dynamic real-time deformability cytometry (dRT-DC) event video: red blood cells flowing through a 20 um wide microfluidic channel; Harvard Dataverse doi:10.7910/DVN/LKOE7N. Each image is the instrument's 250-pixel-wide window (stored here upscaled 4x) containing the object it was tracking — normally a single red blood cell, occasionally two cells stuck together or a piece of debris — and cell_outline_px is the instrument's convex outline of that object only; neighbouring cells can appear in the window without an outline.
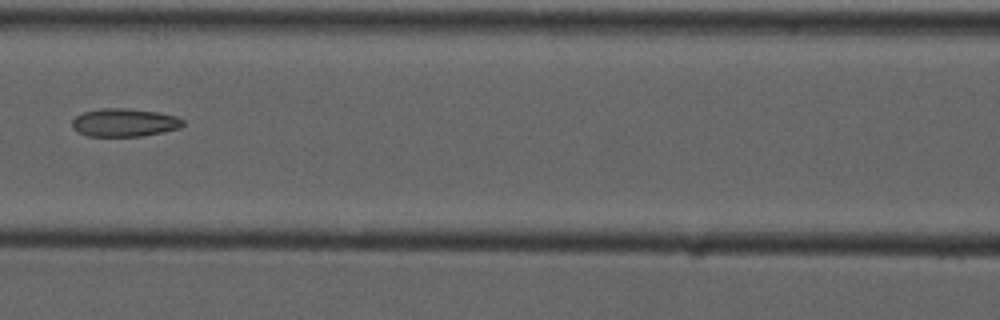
{"species": "common noctule bat (a hibernating species)", "species_latin": "Nyctalus noctula", "temperature_condition": "cold", "stored_images_in_passage": 9, "camera_frame_rate_fps": 3000, "um_per_image_px": 0.085, "animal": {"sex": "male", "forearm_length_mm": 52.5}, "frame": {"image": 1, "passage_image": 6, "time_ms": 6.0, "image_size_px": [1000, 320], "cell_outline_px": [[184, 124], [180, 128], [144, 136], [88, 136], [76, 132], [72, 128], [72, 120], [76, 116], [84, 112], [100, 108], [128, 108], [160, 112], [176, 116], [184, 120]], "centroid_in_image_um": [10.57, 10.41], "position_along_channel_um": 156.0, "area_um2": 18.38}}
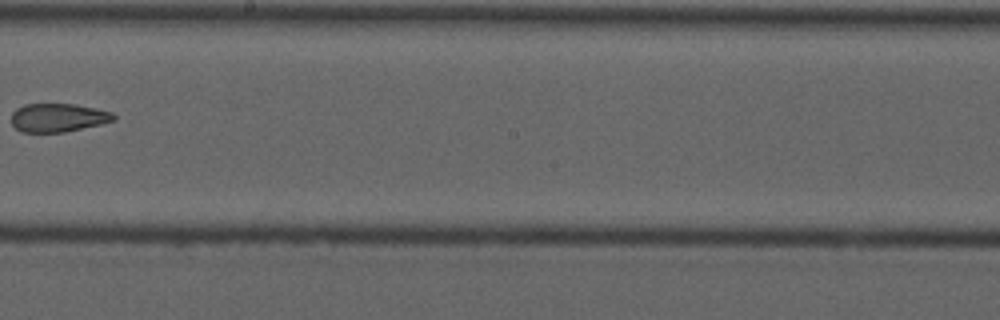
{"frame": {"image": 2, "passage_image": 8, "time_ms": 8.333, "image_size_px": [1000, 320], "cell_outline_px": [[116, 120], [100, 124], [64, 132], [24, 132], [16, 128], [12, 124], [12, 112], [16, 108], [24, 104], [76, 104], [112, 112], [116, 116]], "centroid_in_image_um": [4.94, 9.99], "position_along_channel_um": 243.3, "area_um2": 16.94}}
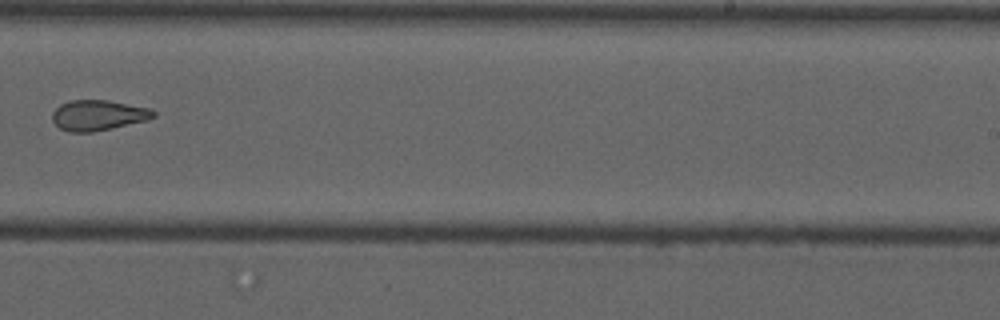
{"frame": {"image": 3, "passage_image": 9, "time_ms": 9.333, "image_size_px": [1000, 320], "cell_outline_px": [[156, 116], [148, 120], [112, 128], [92, 132], [68, 132], [60, 128], [52, 120], [52, 112], [60, 104], [72, 100], [108, 100], [152, 108], [156, 112]], "centroid_in_image_um": [8.37, 9.79], "position_along_channel_um": 280.6, "area_um2": 18.09}}